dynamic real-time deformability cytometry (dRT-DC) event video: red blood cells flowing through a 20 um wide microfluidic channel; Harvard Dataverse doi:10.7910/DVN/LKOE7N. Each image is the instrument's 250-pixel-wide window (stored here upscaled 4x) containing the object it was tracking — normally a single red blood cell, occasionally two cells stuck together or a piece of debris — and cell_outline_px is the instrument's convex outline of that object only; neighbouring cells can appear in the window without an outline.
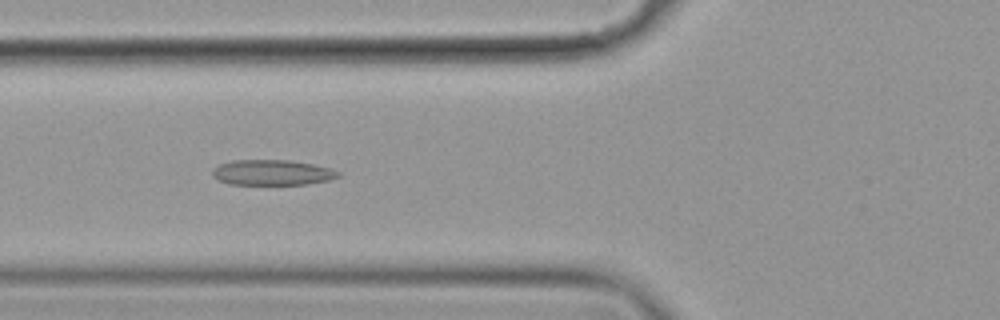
{"species": "common noctule bat (a hibernating species)", "species_latin": "Nyctalus noctula", "temperature_condition": "cold", "stored_images_in_passage": 45, "camera_frame_rate_fps": 3000, "um_per_image_px": 0.085, "animal": {"sex": "female", "body_mass_g": 19.9}, "frame": {"image": 1, "passage_image": 10, "time_ms": 3.0, "image_size_px": [1000, 320], "cell_outline_px": [[340, 176], [328, 180], [308, 184], [228, 184], [212, 176], [212, 168], [220, 164], [232, 160], [288, 160], [312, 164], [328, 168], [340, 172]], "centroid_in_image_um": [23.1, 14.66], "position_along_channel_um": 102.7, "area_um2": 18.5}}
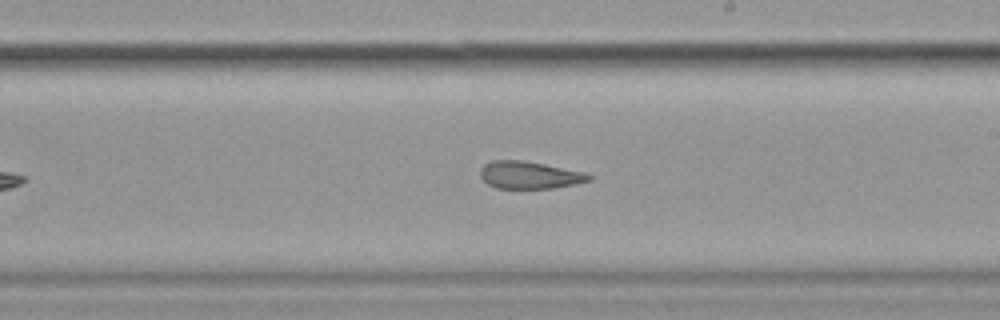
{"frame": {"image": 2, "passage_image": 22, "time_ms": 7.0, "image_size_px": [1000, 320], "cell_outline_px": [[592, 180], [576, 184], [552, 188], [496, 188], [488, 184], [480, 176], [480, 168], [484, 164], [492, 160], [520, 160], [544, 164], [584, 172], [592, 176]], "centroid_in_image_um": [44.99, 14.88], "position_along_channel_um": 244.0, "area_um2": 17.28}}
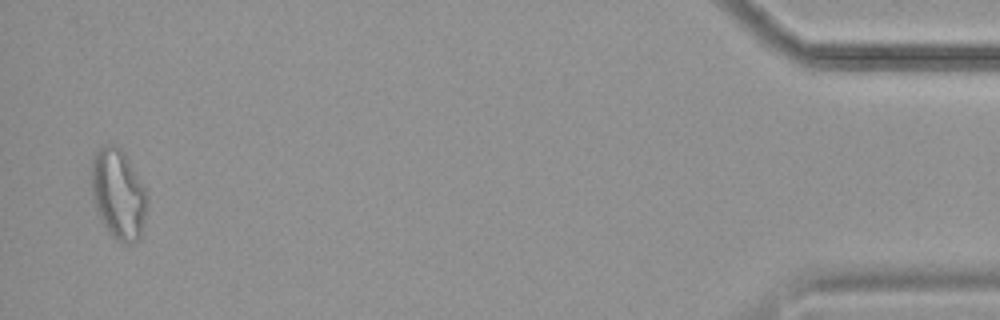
{"frame": {"image": 3, "passage_image": 44, "time_ms": 14.333, "image_size_px": [1000, 320], "cell_outline_px": [[148, 196], [144, 224], [140, 236], [136, 240], [128, 244], [124, 244], [116, 240], [108, 232], [92, 200], [92, 160], [96, 152], [104, 144], [112, 144], [120, 148], [124, 152], [144, 188]], "centroid_in_image_um": [10.06, 16.51], "position_along_channel_um": 425.1, "area_um2": 28.96}, "authors_computed_cell_mechanics": {"area_um2": 19.5942, "velocity_mm_per_s": 3.5412, "shape_relaxation_time_tau1_ms": null, "shape_relaxation_time_tau2_ms": 3.1497, "deformation_change_tau1": null, "deformation_change_tau2": 0.1233}}